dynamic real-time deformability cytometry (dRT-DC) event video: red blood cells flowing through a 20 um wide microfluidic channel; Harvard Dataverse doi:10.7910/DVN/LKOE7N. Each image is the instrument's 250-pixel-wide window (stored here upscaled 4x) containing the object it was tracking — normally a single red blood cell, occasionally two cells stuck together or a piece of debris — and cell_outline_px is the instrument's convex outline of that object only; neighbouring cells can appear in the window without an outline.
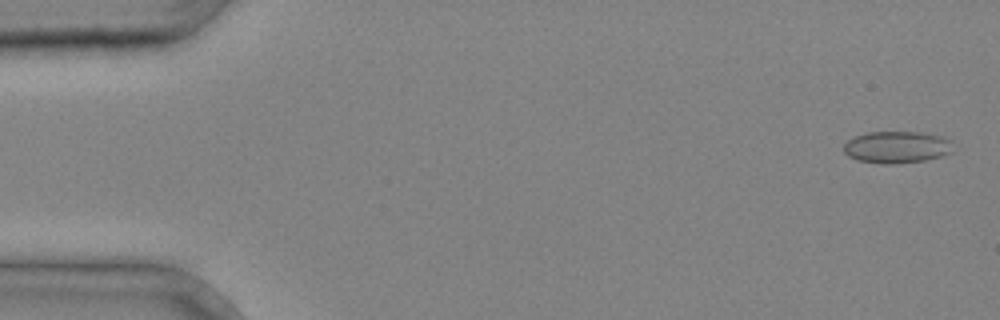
{"species": "common noctule bat (a hibernating species)", "species_latin": "Nyctalus noctula", "temperature_condition": "cold", "stored_images_in_passage": 2, "camera_frame_rate_fps": 3000, "um_per_image_px": 0.085, "animal": {"sex": "male", "body_mass_g": 20.4}, "frame": {"image": 1, "passage_image": 1, "time_ms": 0.0, "image_size_px": [1000, 320], "cell_outline_px": [[952, 152], [944, 156], [924, 160], [892, 164], [884, 164], [856, 160], [848, 156], [844, 152], [844, 144], [848, 140], [856, 136], [868, 132], [920, 132], [944, 136], [952, 140]], "centroid_in_image_um": [76.26, 12.5], "position_along_channel_um": 8.7, "area_um2": 20.52}}